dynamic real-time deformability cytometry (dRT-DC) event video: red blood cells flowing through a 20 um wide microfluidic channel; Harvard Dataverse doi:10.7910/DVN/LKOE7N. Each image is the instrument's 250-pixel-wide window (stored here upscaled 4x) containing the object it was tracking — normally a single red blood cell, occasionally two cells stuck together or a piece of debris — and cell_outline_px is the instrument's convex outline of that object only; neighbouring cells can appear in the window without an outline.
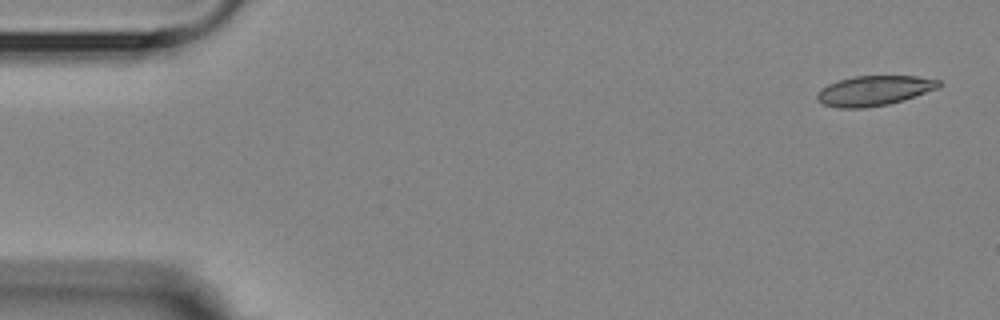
{"species": "Egyptian fruit bat (a non-hibernating species)", "species_latin": "Rousettus aegyptiacus", "temperature_condition": "room temperature", "stored_images_in_passage": 3, "camera_frame_rate_fps": 3000, "um_per_image_px": 0.085, "animal": {"sex": "female"}, "frame": {"image": 1, "passage_image": 1, "time_ms": 0.0, "image_size_px": [1000, 320], "cell_outline_px": [[944, 84], [936, 88], [888, 104], [864, 108], [840, 108], [824, 104], [816, 100], [816, 96], [820, 88], [828, 84], [840, 80], [856, 76], [916, 76], [940, 80]], "centroid_in_image_um": [74.25, 7.7], "position_along_channel_um": 10.7, "area_um2": 20.92}}